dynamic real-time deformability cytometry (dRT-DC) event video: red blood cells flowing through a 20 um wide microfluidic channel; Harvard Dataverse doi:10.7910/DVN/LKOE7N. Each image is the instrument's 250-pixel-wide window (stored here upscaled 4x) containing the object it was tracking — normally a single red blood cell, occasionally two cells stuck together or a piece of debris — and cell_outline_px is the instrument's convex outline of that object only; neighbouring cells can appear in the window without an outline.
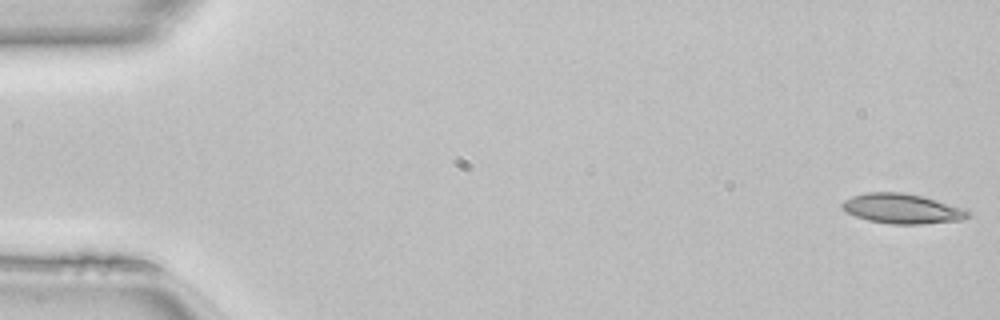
{"species": "common noctule bat (a hibernating species)", "species_latin": "Nyctalus noctula", "temperature_condition": "room temperature", "stored_images_in_passage": 49, "camera_frame_rate_fps": 3000, "um_per_image_px": 0.085, "animal": {"sex": "female", "body_mass_g": 22.7, "forearm_length_mm": 54.2}, "frame": {"image": 1, "passage_image": 1, "time_ms": 0.0, "image_size_px": [1000, 320], "cell_outline_px": [[972, 212], [968, 216], [960, 220], [920, 224], [888, 224], [868, 220], [856, 216], [848, 212], [840, 204], [844, 200], [852, 196], [868, 192], [904, 192], [924, 196], [968, 208]], "centroid_in_image_um": [76.75, 17.72], "position_along_channel_um": 8.3, "area_um2": 22.14}}
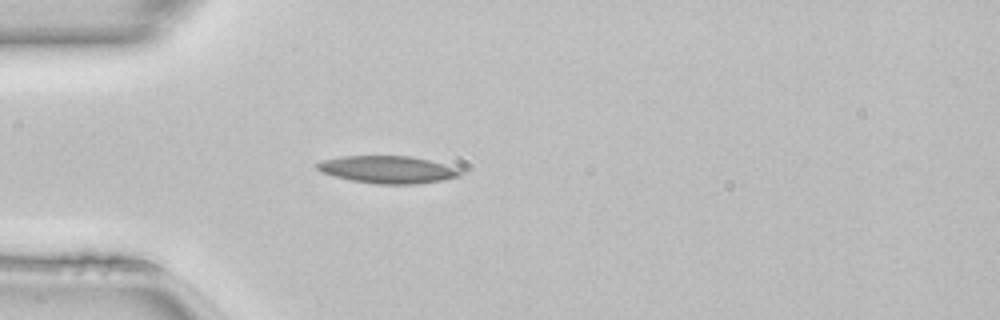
{"frame": {"image": 2, "passage_image": 14, "time_ms": 4.333, "image_size_px": [1000, 320], "cell_outline_px": [[464, 172], [460, 176], [444, 180], [416, 184], [376, 184], [352, 180], [320, 172], [316, 168], [316, 164], [320, 160], [340, 156], [408, 156], [428, 160], [456, 168]], "centroid_in_image_um": [32.92, 14.41], "position_along_channel_um": 52.1, "area_um2": 22.77}}
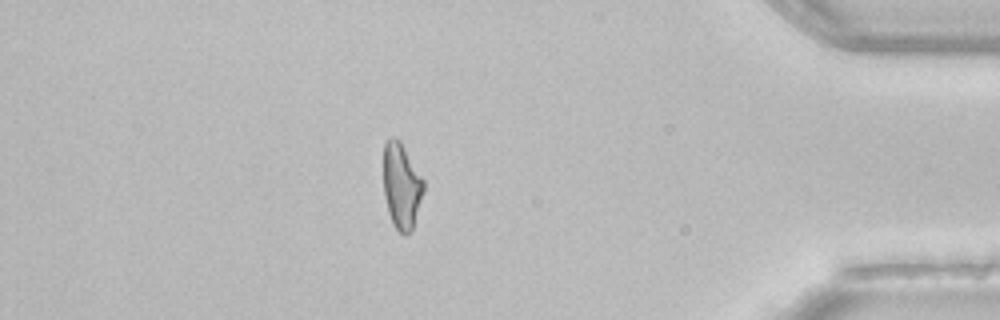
{"frame": {"image": 3, "passage_image": 43, "time_ms": 14.0, "image_size_px": [1000, 320], "cell_outline_px": [[424, 192], [412, 228], [404, 236], [392, 224], [388, 212], [384, 196], [384, 144], [392, 136], [400, 140], [424, 180]], "centroid_in_image_um": [34.13, 15.8], "position_along_channel_um": 401.1, "area_um2": 19.94}, "authors_computed_cell_mechanics": {"area_um2": 21.097, "velocity_mm_per_s": 4.1424, "shape_relaxation_time_tau1_ms": null, "shape_relaxation_time_tau2_ms": 3.7019, "deformation_change_tau1": null, "deformation_change_tau2": 0.1394}}